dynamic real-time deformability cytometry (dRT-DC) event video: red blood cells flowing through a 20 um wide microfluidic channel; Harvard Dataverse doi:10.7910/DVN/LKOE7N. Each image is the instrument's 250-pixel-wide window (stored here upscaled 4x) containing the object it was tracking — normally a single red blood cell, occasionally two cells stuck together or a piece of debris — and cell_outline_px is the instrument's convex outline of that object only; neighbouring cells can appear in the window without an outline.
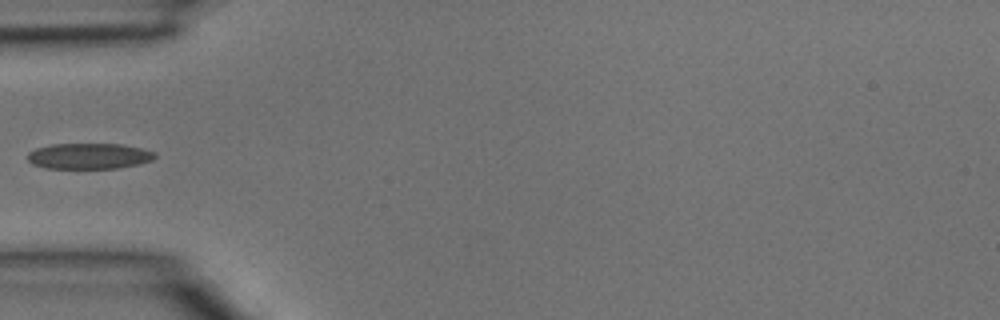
{"species": "common noctule bat (a hibernating species)", "species_latin": "Nyctalus noctula", "temperature_condition": "room temperature", "stored_images_in_passage": 4, "camera_frame_rate_fps": 3000, "um_per_image_px": 0.085, "animal": {"sex": "male", "body_mass_g": 15.6}, "frame": {"image": 1, "passage_image": 4, "time_ms": 1.0, "image_size_px": [1000, 320], "cell_outline_px": [[156, 156], [152, 160], [136, 164], [116, 168], [44, 168], [32, 164], [28, 160], [28, 152], [36, 148], [52, 144], [124, 144], [156, 152]], "centroid_in_image_um": [7.55, 13.26], "position_along_channel_um": 77.5, "area_um2": 19.07}}